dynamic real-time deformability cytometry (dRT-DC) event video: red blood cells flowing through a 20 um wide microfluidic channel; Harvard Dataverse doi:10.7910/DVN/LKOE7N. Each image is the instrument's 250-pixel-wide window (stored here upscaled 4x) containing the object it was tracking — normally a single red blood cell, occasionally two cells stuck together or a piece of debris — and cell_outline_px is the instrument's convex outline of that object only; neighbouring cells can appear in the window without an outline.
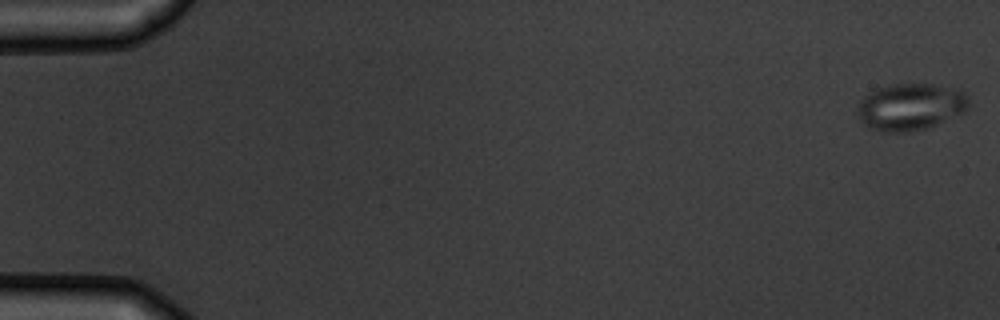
{"species": "common noctule bat (a hibernating species)", "species_latin": "Nyctalus noctula", "temperature_condition": "warm", "stored_images_in_passage": 8, "camera_frame_rate_fps": 3000, "um_per_image_px": 0.085, "animal": {"sex": "male", "body_mass_g": 19.5, "forearm_length_mm": 54.6}, "frame": {"image": 1, "passage_image": 1, "time_ms": 0.0, "image_size_px": [1000, 320], "cell_outline_px": [[968, 104], [960, 112], [928, 128], [908, 132], [880, 132], [868, 128], [860, 120], [856, 108], [860, 100], [868, 92], [876, 88], [892, 84], [932, 84], [960, 88], [968, 96]], "centroid_in_image_um": [77.32, 9.07], "position_along_channel_um": 7.7, "area_um2": 30.52}}